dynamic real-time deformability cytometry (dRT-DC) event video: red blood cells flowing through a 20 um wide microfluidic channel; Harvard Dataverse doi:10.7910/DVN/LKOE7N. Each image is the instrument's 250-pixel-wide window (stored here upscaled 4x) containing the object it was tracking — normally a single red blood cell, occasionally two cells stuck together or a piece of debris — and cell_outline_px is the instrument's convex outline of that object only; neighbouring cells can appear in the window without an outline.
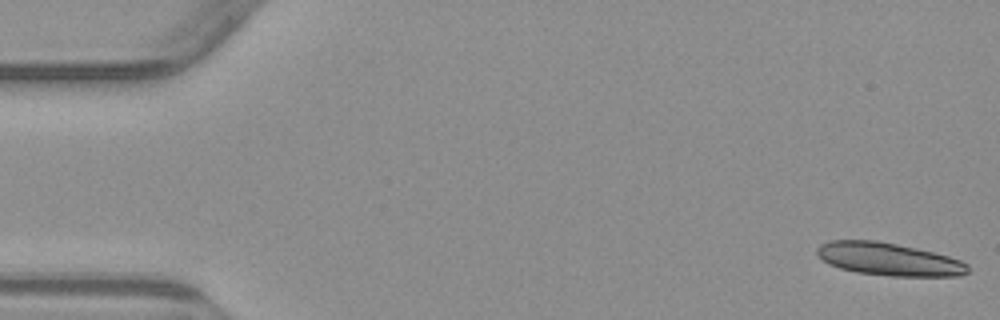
{"species": "common noctule bat (a hibernating species)", "species_latin": "Nyctalus noctula", "temperature_condition": "warm", "stored_images_in_passage": 5, "camera_frame_rate_fps": 3000, "um_per_image_px": 0.085, "animal": {"sex": "male", "body_mass_g": 23.1, "forearm_length_mm": 52.7}, "frame": {"image": 1, "passage_image": 1, "time_ms": 0.0, "image_size_px": [1000, 320], "cell_outline_px": [[968, 272], [960, 276], [888, 276], [856, 272], [840, 268], [828, 264], [816, 252], [816, 248], [820, 244], [828, 240], [876, 240], [916, 248], [948, 256], [960, 260], [968, 264]], "centroid_in_image_um": [75.52, 22.03], "position_along_channel_um": 9.5, "area_um2": 28.78}}